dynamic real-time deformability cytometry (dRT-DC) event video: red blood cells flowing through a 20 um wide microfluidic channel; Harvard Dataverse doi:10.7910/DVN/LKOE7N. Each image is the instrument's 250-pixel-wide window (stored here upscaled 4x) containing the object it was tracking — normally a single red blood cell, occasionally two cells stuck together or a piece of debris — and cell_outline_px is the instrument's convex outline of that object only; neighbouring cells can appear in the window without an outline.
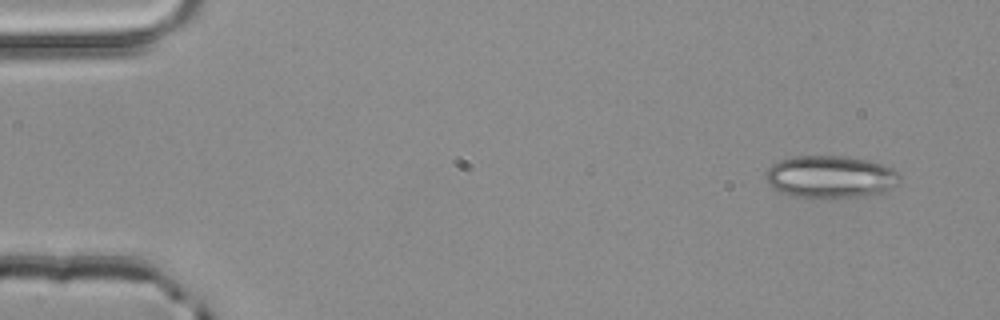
{"species": "common noctule bat (a hibernating species)", "species_latin": "Nyctalus noctula", "temperature_condition": "room temperature", "stored_images_in_passage": 4, "camera_frame_rate_fps": 3000, "um_per_image_px": 0.085, "animal": {"sex": "male", "body_mass_g": 20.4}, "frame": {"image": 1, "passage_image": 1, "time_ms": 0.0, "image_size_px": [1000, 320], "cell_outline_px": [[900, 180], [896, 184], [880, 192], [856, 196], [792, 196], [780, 192], [772, 188], [768, 184], [764, 176], [768, 168], [772, 164], [780, 160], [792, 156], [840, 156], [868, 160], [892, 168], [900, 172]], "centroid_in_image_um": [70.53, 15.0], "position_along_channel_um": 14.5, "area_um2": 32.48}}
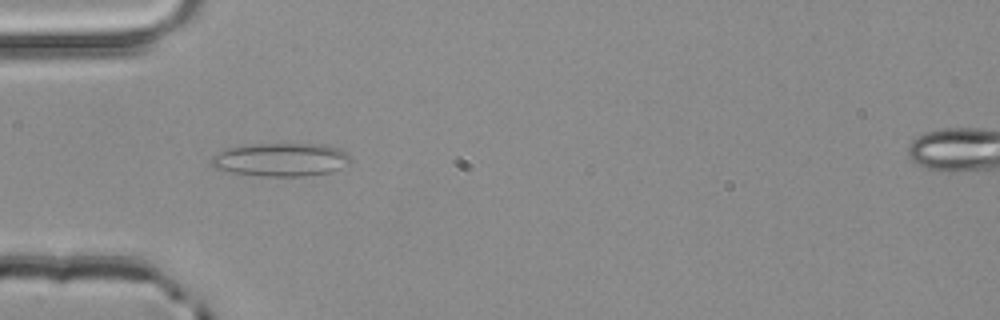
{"frame": {"image": 2, "passage_image": 4, "time_ms": 1.0, "image_size_px": [1000, 320], "cell_outline_px": [[352, 156], [348, 160], [336, 168], [328, 172], [304, 176], [260, 176], [232, 172], [212, 168], [212, 156], [228, 148], [252, 144], [324, 144], [340, 148]], "centroid_in_image_um": [23.83, 13.56], "position_along_channel_um": 61.2, "area_um2": 26.65}}